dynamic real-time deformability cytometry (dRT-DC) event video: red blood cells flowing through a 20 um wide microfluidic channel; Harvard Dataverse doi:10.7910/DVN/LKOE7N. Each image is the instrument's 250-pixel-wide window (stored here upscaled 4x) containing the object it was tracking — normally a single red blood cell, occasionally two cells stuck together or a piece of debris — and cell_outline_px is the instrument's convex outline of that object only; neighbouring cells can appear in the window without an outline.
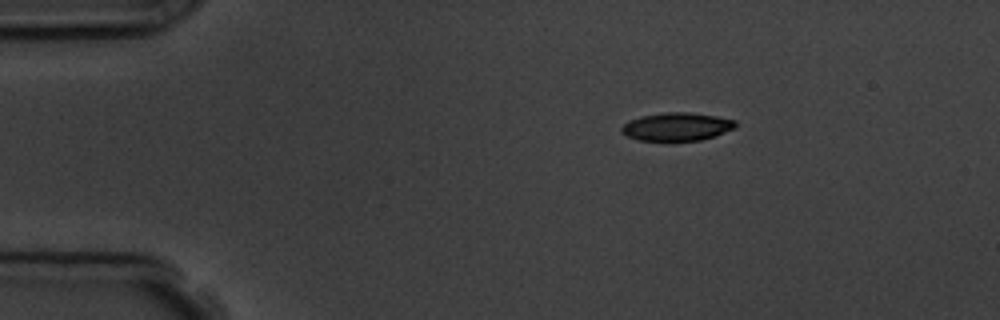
{"species": "common noctule bat (a hibernating species)", "species_latin": "Nyctalus noctula", "temperature_condition": "room temperature", "stored_images_in_passage": 3, "camera_frame_rate_fps": 3000, "um_per_image_px": 0.085, "animal": {"sex": "male", "body_mass_g": 19.5, "forearm_length_mm": 54.6}, "frame": {"image": 1, "passage_image": 1, "time_ms": 0.0, "image_size_px": [1000, 320], "cell_outline_px": [[736, 128], [700, 140], [640, 140], [628, 136], [620, 132], [620, 128], [628, 120], [640, 116], [664, 112], [688, 112], [716, 116], [736, 120]], "centroid_in_image_um": [57.5, 10.75], "position_along_channel_um": 27.5, "area_um2": 18.55}}